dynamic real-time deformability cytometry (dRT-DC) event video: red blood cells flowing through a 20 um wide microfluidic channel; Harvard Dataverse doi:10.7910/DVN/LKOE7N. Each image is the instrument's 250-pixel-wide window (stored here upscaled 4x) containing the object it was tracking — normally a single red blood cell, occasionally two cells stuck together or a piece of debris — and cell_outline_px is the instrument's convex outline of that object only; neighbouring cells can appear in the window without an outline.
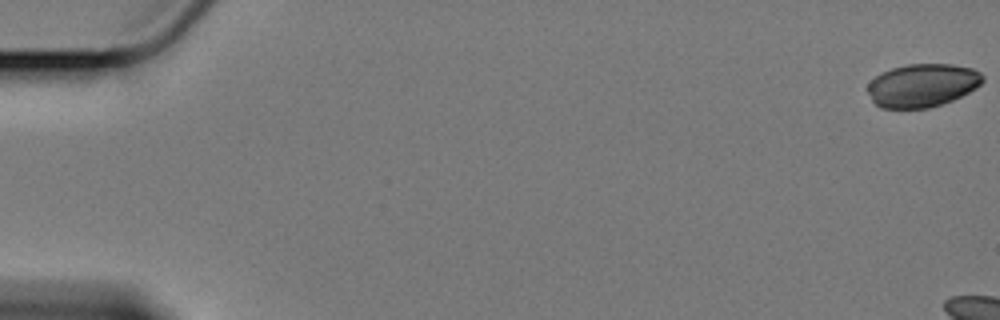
{"species": "Egyptian fruit bat (a non-hibernating species)", "species_latin": "Rousettus aegyptiacus", "temperature_condition": "cold", "stored_images_in_passage": 8, "camera_frame_rate_fps": 3000, "um_per_image_px": 0.085, "animal": {"sex": "female"}, "frame": {"image": 1, "passage_image": 1, "time_ms": 0.0, "image_size_px": [1000, 320], "cell_outline_px": [[984, 80], [976, 88], [952, 100], [928, 108], [880, 108], [872, 100], [868, 92], [868, 84], [876, 76], [892, 68], [908, 64], [952, 64], [972, 68], [980, 72], [984, 76]], "centroid_in_image_um": [78.41, 7.25], "position_along_channel_um": 6.6, "area_um2": 28.78}}